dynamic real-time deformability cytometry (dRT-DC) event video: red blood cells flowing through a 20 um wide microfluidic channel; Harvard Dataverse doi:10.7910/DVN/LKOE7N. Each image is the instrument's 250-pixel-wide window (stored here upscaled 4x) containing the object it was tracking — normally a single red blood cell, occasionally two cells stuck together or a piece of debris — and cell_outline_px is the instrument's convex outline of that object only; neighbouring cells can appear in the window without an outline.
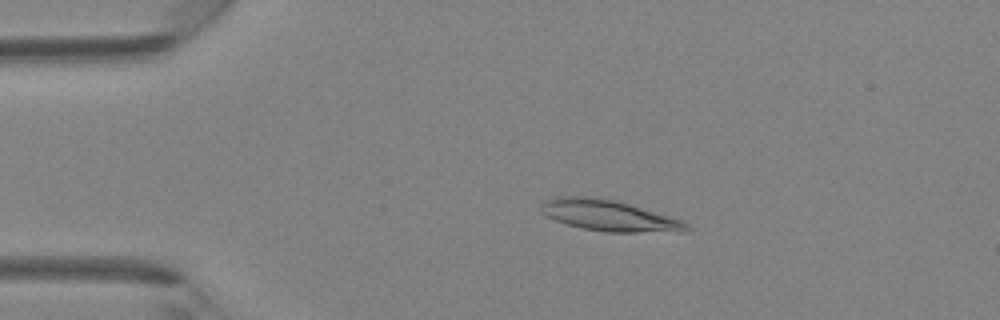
{"species": "Egyptian fruit bat (a non-hibernating species)", "species_latin": "Rousettus aegyptiacus", "temperature_condition": "room temperature", "stored_images_in_passage": 41, "camera_frame_rate_fps": 3000, "um_per_image_px": 0.085, "animal": {"sex": "female"}, "frame": {"image": 1, "passage_image": 8, "time_ms": 2.333, "image_size_px": [1000, 320], "cell_outline_px": [[692, 228], [636, 232], [604, 232], [584, 228], [568, 224], [556, 220], [540, 212], [540, 204], [544, 200], [552, 196], [588, 196], [616, 200], [668, 216], [680, 220], [688, 224]], "centroid_in_image_um": [51.59, 18.28], "position_along_channel_um": 33.4, "area_um2": 25.55}}
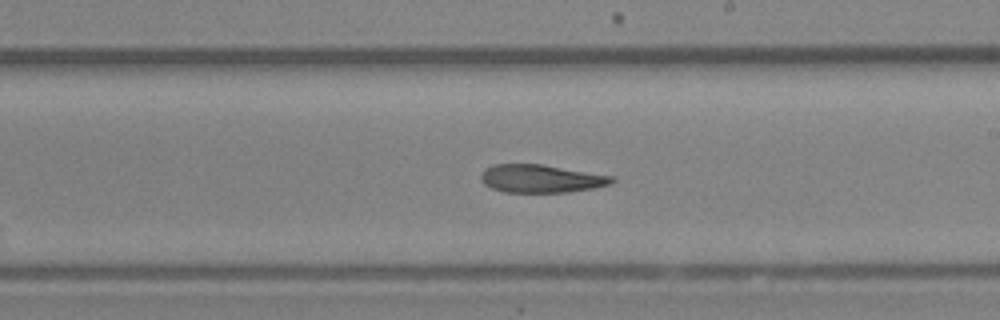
{"frame": {"image": 2, "passage_image": 24, "time_ms": 7.667, "image_size_px": [1000, 320], "cell_outline_px": [[616, 180], [612, 184], [592, 188], [568, 192], [504, 192], [492, 188], [484, 184], [480, 180], [480, 176], [484, 168], [492, 164], [540, 164], [616, 176]], "centroid_in_image_um": [45.99, 15.18], "position_along_channel_um": 243.0, "area_um2": 21.56}}
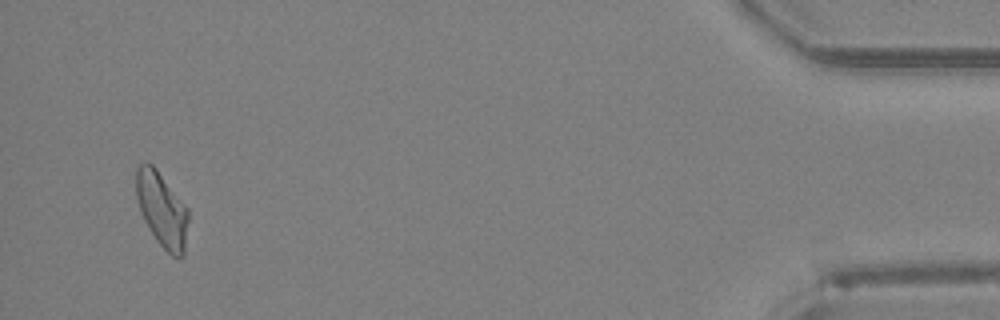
{"frame": {"image": 3, "passage_image": 40, "time_ms": 13.0, "image_size_px": [1000, 320], "cell_outline_px": [[188, 220], [184, 256], [172, 256], [156, 240], [144, 220], [140, 212], [136, 196], [136, 168], [144, 160], [148, 160], [156, 168], [188, 208]], "centroid_in_image_um": [13.75, 17.77], "position_along_channel_um": 421.5, "area_um2": 22.77}}